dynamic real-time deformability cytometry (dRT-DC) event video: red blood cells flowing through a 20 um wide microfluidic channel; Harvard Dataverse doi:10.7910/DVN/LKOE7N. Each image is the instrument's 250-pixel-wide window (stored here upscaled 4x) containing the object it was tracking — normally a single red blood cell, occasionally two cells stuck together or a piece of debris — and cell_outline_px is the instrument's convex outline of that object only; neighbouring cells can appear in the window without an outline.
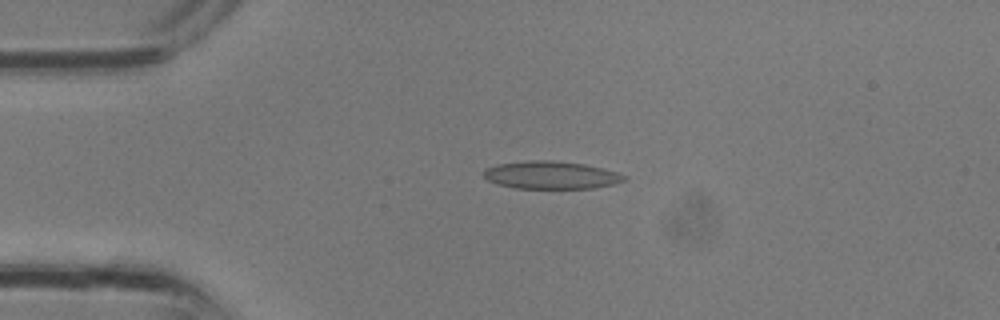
{"species": "common noctule bat (a hibernating species)", "species_latin": "Nyctalus noctula", "temperature_condition": "room temperature", "stored_images_in_passage": 2, "camera_frame_rate_fps": 3000, "um_per_image_px": 0.085, "animal": {"sex": "male", "body_mass_g": 13.3}, "frame": {"image": 1, "passage_image": 2, "time_ms": 0.333, "image_size_px": [1000, 320], "cell_outline_px": [[628, 180], [612, 184], [592, 188], [516, 188], [496, 184], [488, 180], [484, 176], [484, 168], [496, 164], [528, 160], [552, 160], [584, 164], [616, 172], [628, 176]], "centroid_in_image_um": [46.82, 14.87], "position_along_channel_um": 38.2, "area_um2": 22.72}}